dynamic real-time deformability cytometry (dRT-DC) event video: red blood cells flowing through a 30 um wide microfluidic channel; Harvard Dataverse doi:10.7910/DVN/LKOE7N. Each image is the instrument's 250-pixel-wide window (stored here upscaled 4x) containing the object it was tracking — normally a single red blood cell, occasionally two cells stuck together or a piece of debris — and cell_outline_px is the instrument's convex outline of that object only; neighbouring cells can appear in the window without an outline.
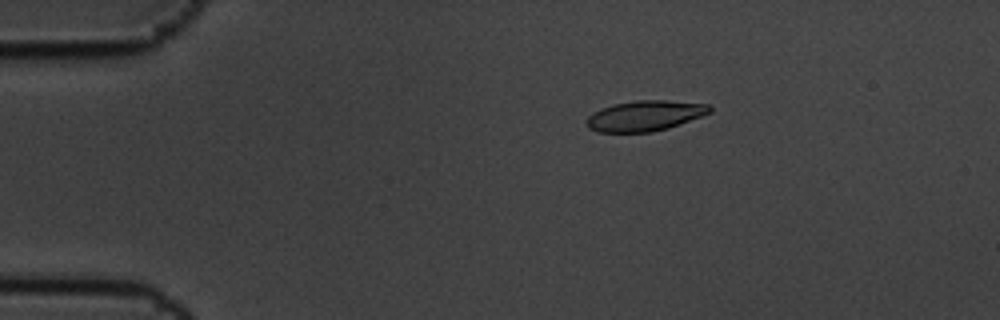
{"species": "common noctule bat (a hibernating species)", "species_latin": "Nyctalus noctula", "temperature_condition": "cold", "stored_images_in_passage": 3, "camera_frame_rate_fps": 3000, "um_per_image_px": 0.085, "animal": {"sex": "male", "body_mass_g": 19.5, "forearm_length_mm": 54.6}, "frame": {"image": 1, "passage_image": 1, "time_ms": 0.0, "image_size_px": [1000, 320], "cell_outline_px": [[712, 112], [668, 128], [652, 132], [596, 132], [588, 128], [588, 116], [592, 112], [600, 108], [612, 104], [636, 100], [664, 100], [708, 104], [712, 108]], "centroid_in_image_um": [54.8, 9.83], "position_along_channel_um": 30.2, "area_um2": 21.85}}